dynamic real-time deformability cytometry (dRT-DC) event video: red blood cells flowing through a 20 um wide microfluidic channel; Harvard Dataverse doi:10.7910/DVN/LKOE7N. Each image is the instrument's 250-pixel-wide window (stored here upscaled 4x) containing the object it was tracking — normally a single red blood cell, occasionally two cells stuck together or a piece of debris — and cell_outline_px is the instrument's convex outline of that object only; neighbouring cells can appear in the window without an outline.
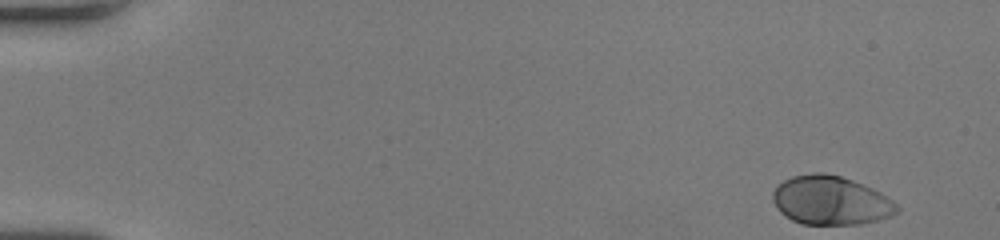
{"species": "human", "species_latin": "Homo sapiens", "temperature_condition": "room temperature", "stored_images_in_passage": 49, "camera_frame_rate_fps": 3000, "um_per_image_px": 0.085, "donor": {"sex": "female"}, "frame": {"image": 1, "passage_image": 1, "time_ms": 0.0, "image_size_px": [1000, 240], "cell_outline_px": [[900, 208], [892, 216], [860, 224], [800, 224], [784, 216], [776, 208], [772, 200], [772, 192], [776, 184], [792, 176], [812, 172], [824, 172], [840, 176], [852, 180], [872, 188], [880, 192], [892, 200]], "centroid_in_image_um": [70.56, 17.03], "position_along_channel_um": 14.4, "area_um2": 35.6}}
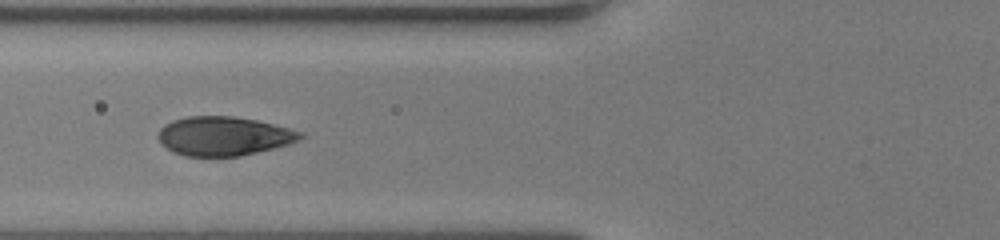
{"frame": {"image": 2, "passage_image": 19, "time_ms": 6.0, "image_size_px": [1000, 240], "cell_outline_px": [[304, 136], [300, 140], [288, 144], [240, 156], [184, 156], [172, 152], [160, 144], [156, 136], [160, 128], [164, 124], [172, 120], [188, 116], [232, 116], [256, 120], [304, 132]], "centroid_in_image_um": [18.96, 11.57], "position_along_channel_um": 106.8, "area_um2": 32.48}}
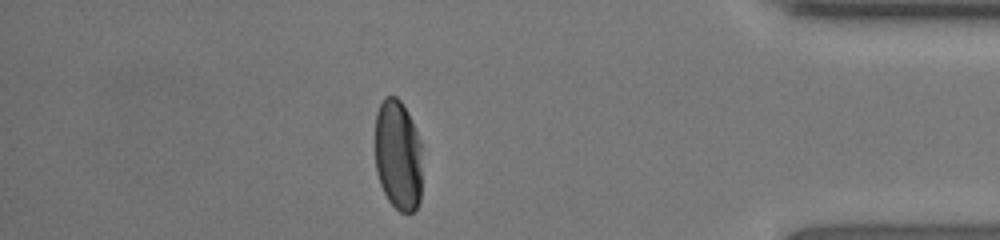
{"frame": {"image": 3, "passage_image": 43, "time_ms": 14.0, "image_size_px": [1000, 240], "cell_outline_px": [[420, 200], [416, 208], [412, 212], [400, 212], [388, 200], [380, 184], [376, 172], [376, 112], [384, 96], [396, 96], [400, 100], [408, 112], [416, 132], [420, 144]], "centroid_in_image_um": [33.81, 13.18], "position_along_channel_um": 401.4, "area_um2": 30.11}, "authors_computed_cell_mechanics": {"area_um2": 34.0442, "velocity_mm_per_s": 4.0928, "shape_relaxation_time_tau1_ms": 2.5022, "shape_relaxation_time_tau2_ms": null, "deformation_change_tau1": 0.1913, "deformation_change_tau2": null}}